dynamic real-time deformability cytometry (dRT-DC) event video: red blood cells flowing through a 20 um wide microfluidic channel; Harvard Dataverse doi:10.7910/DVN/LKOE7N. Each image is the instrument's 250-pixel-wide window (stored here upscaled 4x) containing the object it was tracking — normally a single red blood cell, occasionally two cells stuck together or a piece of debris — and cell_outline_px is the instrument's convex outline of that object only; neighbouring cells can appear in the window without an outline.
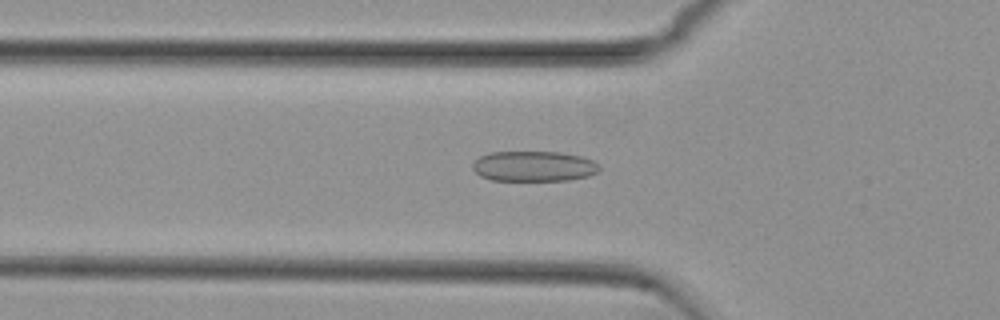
{"species": "common noctule bat (a hibernating species)", "species_latin": "Nyctalus noctula", "temperature_condition": "cold", "stored_images_in_passage": 39, "camera_frame_rate_fps": 3000, "um_per_image_px": 0.085, "animal": {"sex": "female", "body_mass_g": 29.2, "forearm_length_mm": 56.3}, "frame": {"image": 1, "passage_image": 18, "time_ms": 5.667, "image_size_px": [1000, 320], "cell_outline_px": [[600, 168], [596, 172], [588, 176], [568, 180], [492, 180], [480, 176], [472, 168], [472, 164], [480, 156], [492, 152], [560, 152], [580, 156], [592, 160]], "centroid_in_image_um": [45.35, 14.13], "position_along_channel_um": 80.5, "area_um2": 22.2}}
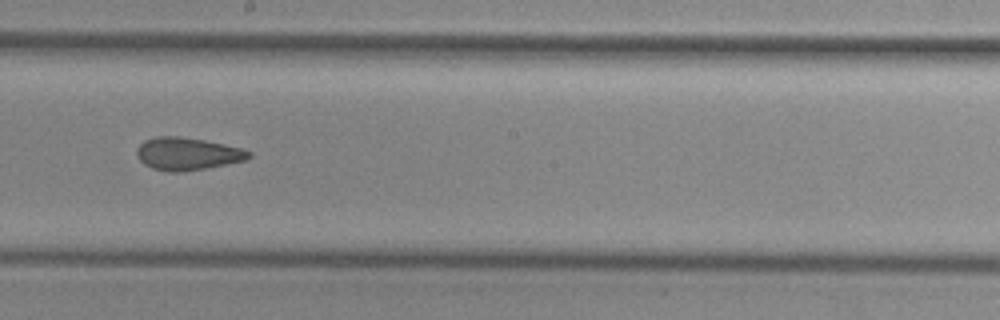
{"frame": {"image": 2, "passage_image": 30, "time_ms": 9.667, "image_size_px": [1000, 320], "cell_outline_px": [[252, 156], [248, 160], [184, 172], [168, 172], [152, 168], [144, 164], [136, 156], [136, 148], [144, 140], [156, 136], [180, 136], [204, 140], [224, 144], [240, 148], [252, 152]], "centroid_in_image_um": [15.92, 13.07], "position_along_channel_um": 232.3, "area_um2": 21.5}}
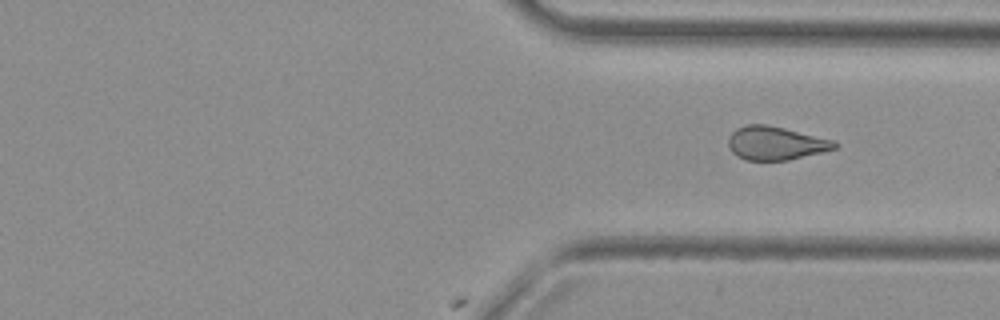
{"frame": {"image": 3, "passage_image": 39, "time_ms": 12.667, "image_size_px": [1000, 320], "cell_outline_px": [[840, 144], [836, 148], [824, 152], [788, 160], [748, 160], [736, 156], [728, 148], [728, 136], [736, 128], [744, 124], [768, 124], [836, 140]], "centroid_in_image_um": [65.94, 12.16], "position_along_channel_um": 345.5, "area_um2": 21.15}}